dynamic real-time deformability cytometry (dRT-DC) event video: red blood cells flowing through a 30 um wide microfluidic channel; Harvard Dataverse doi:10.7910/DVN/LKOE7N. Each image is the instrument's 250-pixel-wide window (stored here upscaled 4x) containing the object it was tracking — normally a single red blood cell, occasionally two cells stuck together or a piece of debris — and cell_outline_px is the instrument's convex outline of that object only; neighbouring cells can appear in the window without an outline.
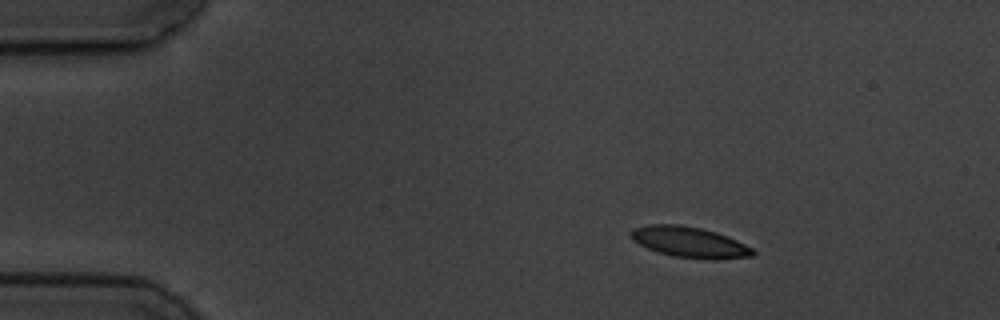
{"species": "common noctule bat (a hibernating species)", "species_latin": "Nyctalus noctula", "temperature_condition": "cold", "stored_images_in_passage": 4, "camera_frame_rate_fps": 3000, "um_per_image_px": 0.085, "animal": {"sex": "male", "body_mass_g": 19.5, "forearm_length_mm": 54.6}, "frame": {"image": 1, "passage_image": 2, "time_ms": 1.0, "image_size_px": [1000, 320], "cell_outline_px": [[756, 252], [752, 256], [716, 260], [712, 260], [672, 256], [656, 252], [632, 240], [628, 232], [632, 228], [648, 224], [680, 224], [700, 228], [716, 232], [728, 236], [752, 248]], "centroid_in_image_um": [58.57, 20.58], "position_along_channel_um": 26.4, "area_um2": 22.08}}